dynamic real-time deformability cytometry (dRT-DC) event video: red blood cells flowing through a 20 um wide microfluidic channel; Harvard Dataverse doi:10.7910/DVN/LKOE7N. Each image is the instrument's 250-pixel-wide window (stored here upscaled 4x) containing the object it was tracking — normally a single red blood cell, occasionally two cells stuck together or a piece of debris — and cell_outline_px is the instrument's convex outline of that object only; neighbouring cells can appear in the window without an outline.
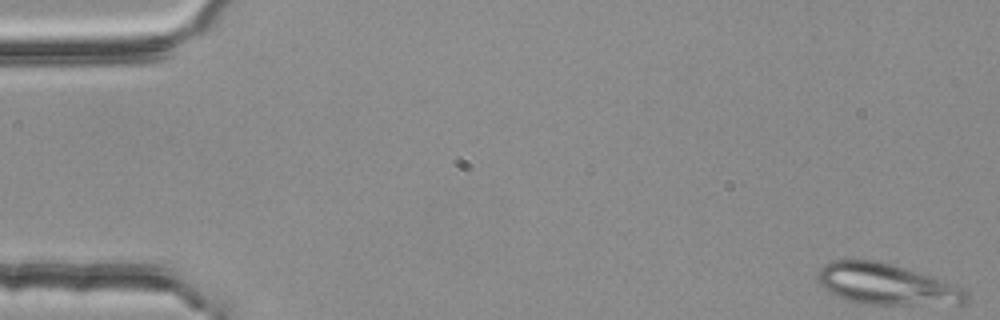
{"species": "common noctule bat (a hibernating species)", "species_latin": "Nyctalus noctula", "temperature_condition": "room temperature", "stored_images_in_passage": 4, "camera_frame_rate_fps": 3000, "um_per_image_px": 0.085, "animal": {"sex": "female", "body_mass_g": 25.1}, "frame": {"image": 1, "passage_image": 1, "time_ms": 0.0, "image_size_px": [1000, 320], "cell_outline_px": [[968, 304], [868, 304], [848, 300], [836, 296], [828, 292], [816, 280], [816, 276], [820, 268], [824, 264], [832, 260], [852, 256], [880, 260], [964, 288], [968, 292]], "centroid_in_image_um": [75.26, 24.12], "position_along_channel_um": 9.7, "area_um2": 36.07}}